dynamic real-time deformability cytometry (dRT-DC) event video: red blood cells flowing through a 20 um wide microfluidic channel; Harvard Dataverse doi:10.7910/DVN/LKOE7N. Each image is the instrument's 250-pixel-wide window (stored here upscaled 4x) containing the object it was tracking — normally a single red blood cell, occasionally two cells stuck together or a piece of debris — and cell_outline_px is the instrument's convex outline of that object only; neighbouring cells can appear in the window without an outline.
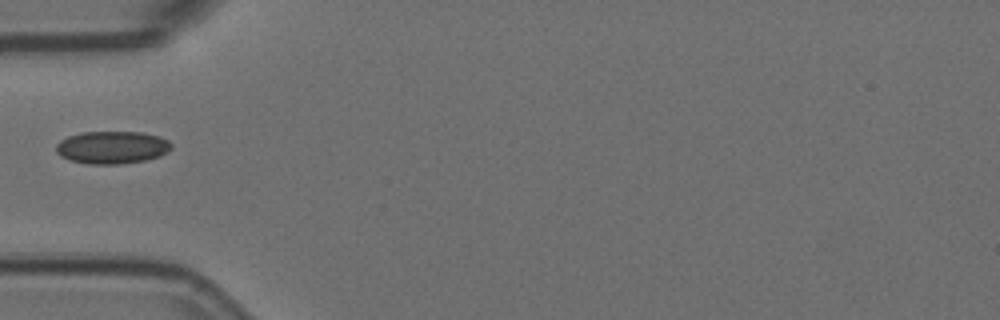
{"species": "Egyptian fruit bat (a non-hibernating species)", "species_latin": "Rousettus aegyptiacus", "temperature_condition": "room temperature", "stored_images_in_passage": 1, "camera_frame_rate_fps": 3000, "um_per_image_px": 0.085, "animal": {"sex": "female"}, "frame": {"image": 1, "passage_image": 1, "time_ms": 0.0, "image_size_px": [1000, 320], "cell_outline_px": [[172, 148], [168, 152], [160, 156], [144, 160], [120, 164], [88, 164], [72, 160], [60, 156], [56, 152], [56, 144], [60, 140], [68, 136], [80, 132], [140, 132], [160, 136], [168, 140], [172, 144]], "centroid_in_image_um": [9.53, 12.52], "position_along_channel_um": 75.5, "area_um2": 22.02}}